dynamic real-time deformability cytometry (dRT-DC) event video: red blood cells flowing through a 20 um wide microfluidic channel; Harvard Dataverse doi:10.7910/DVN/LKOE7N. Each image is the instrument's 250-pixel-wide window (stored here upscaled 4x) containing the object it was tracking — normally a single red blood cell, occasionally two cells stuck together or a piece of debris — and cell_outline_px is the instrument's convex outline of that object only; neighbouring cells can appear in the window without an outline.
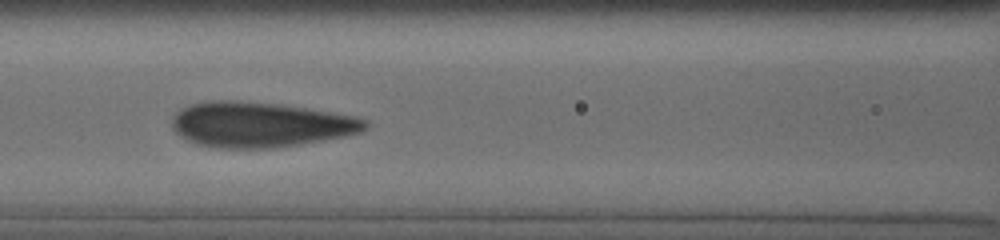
{"species": "human", "species_latin": "Homo sapiens", "temperature_condition": "cold", "stored_images_in_passage": 17, "camera_frame_rate_fps": 3000, "um_per_image_px": 0.085, "donor": {"sex": "male"}, "frame": {"image": 1, "passage_image": 12, "time_ms": 4.667, "image_size_px": [1000, 240], "cell_outline_px": [[368, 128], [360, 132], [348, 136], [276, 148], [216, 148], [196, 144], [180, 136], [172, 128], [172, 120], [176, 112], [180, 108], [192, 104], [212, 100], [228, 100], [272, 104], [304, 108], [352, 116], [364, 120], [368, 124]], "centroid_in_image_um": [22.08, 10.61], "position_along_channel_um": 144.5, "area_um2": 50.52}}